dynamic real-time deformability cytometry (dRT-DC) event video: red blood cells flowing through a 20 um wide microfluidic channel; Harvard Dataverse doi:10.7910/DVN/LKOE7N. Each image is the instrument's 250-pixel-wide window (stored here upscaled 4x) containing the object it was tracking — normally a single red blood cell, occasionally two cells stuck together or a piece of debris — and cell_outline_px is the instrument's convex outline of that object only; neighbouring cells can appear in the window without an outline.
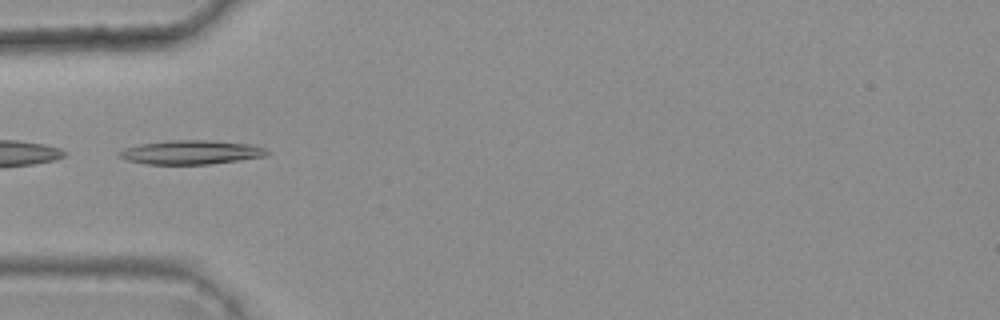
{"species": "common noctule bat (a hibernating species)", "species_latin": "Nyctalus noctula", "temperature_condition": "warm", "stored_images_in_passage": 3, "camera_frame_rate_fps": 3000, "um_per_image_px": 0.085, "animal": {"sex": "female", "body_mass_g": 25.1}, "frame": {"image": 1, "passage_image": 1, "time_ms": 0.0, "image_size_px": [1000, 320], "cell_outline_px": [[272, 152], [268, 156], [208, 164], [148, 164], [128, 160], [120, 156], [116, 152], [124, 148], [140, 144], [168, 140], [212, 140], [252, 144], [264, 148]], "centroid_in_image_um": [16.29, 12.93], "position_along_channel_um": 68.7, "area_um2": 20.75}}
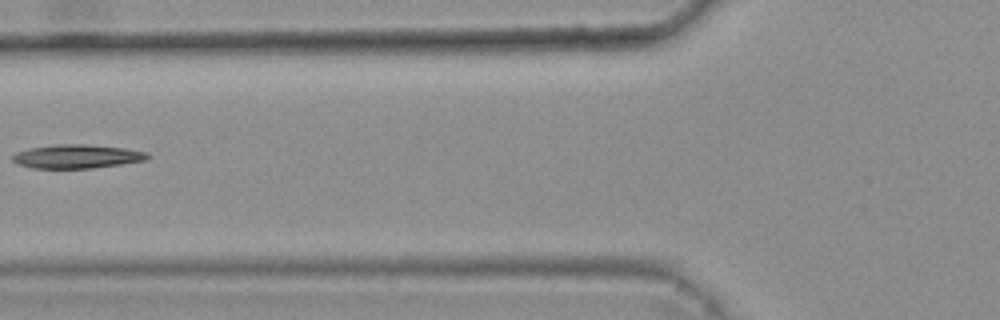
{"frame": {"image": 2, "passage_image": 2, "time_ms": 0.333, "image_size_px": [1000, 320], "cell_outline_px": [[148, 156], [144, 160], [120, 164], [92, 168], [32, 168], [16, 164], [12, 160], [12, 156], [16, 152], [28, 148], [56, 144], [84, 144], [124, 148], [144, 152]], "centroid_in_image_um": [6.43, 13.29], "position_along_channel_um": 119.4, "area_um2": 18.5}}
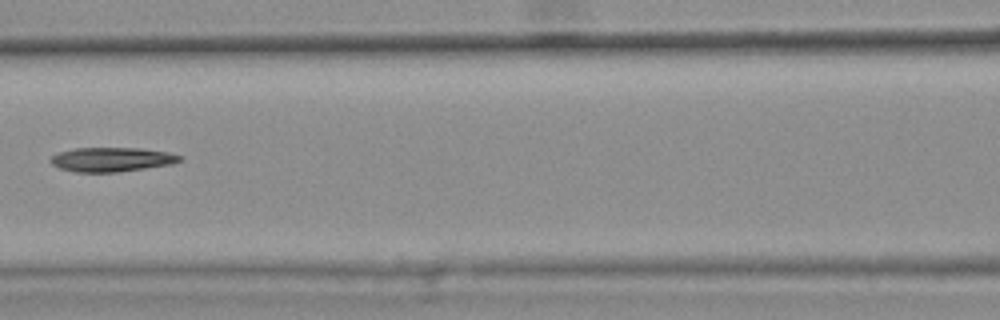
{"frame": {"image": 3, "passage_image": 3, "time_ms": 0.667, "image_size_px": [1000, 320], "cell_outline_px": [[184, 160], [172, 164], [120, 172], [76, 172], [60, 168], [52, 164], [48, 160], [52, 156], [60, 152], [76, 148], [140, 148], [168, 152], [184, 156]], "centroid_in_image_um": [9.54, 13.56], "position_along_channel_um": 157.1, "area_um2": 18.38}}